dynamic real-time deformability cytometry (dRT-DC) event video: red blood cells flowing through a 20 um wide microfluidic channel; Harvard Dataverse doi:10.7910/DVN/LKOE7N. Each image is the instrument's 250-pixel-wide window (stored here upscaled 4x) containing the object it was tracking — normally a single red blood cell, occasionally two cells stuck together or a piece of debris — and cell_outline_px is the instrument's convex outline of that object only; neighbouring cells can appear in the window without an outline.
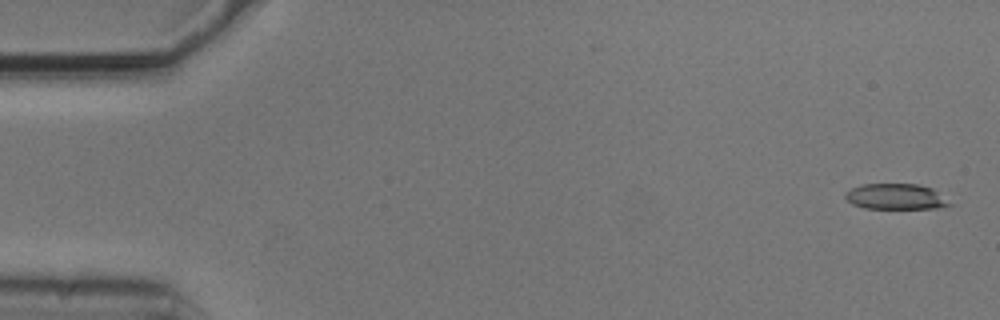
{"species": "common noctule bat (a hibernating species)", "species_latin": "Nyctalus noctula", "temperature_condition": "cold", "stored_images_in_passage": 55, "camera_frame_rate_fps": 3000, "um_per_image_px": 0.085, "animal": {"sex": "male", "body_mass_g": 20.5, "forearm_length_mm": 52.5}, "frame": {"image": 1, "passage_image": 2, "time_ms": 0.333, "image_size_px": [1000, 320], "cell_outline_px": [[956, 204], [936, 208], [864, 208], [852, 204], [844, 196], [844, 192], [860, 184], [916, 184], [932, 188]], "centroid_in_image_um": [76.16, 16.71], "position_along_channel_um": 8.8, "area_um2": 15.72}}
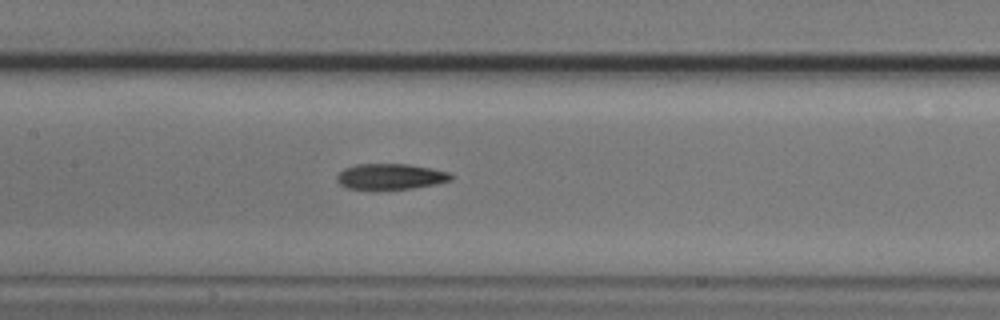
{"frame": {"image": 2, "passage_image": 26, "time_ms": 8.333, "image_size_px": [1000, 320], "cell_outline_px": [[452, 180], [436, 184], [412, 188], [376, 192], [348, 188], [340, 184], [336, 180], [336, 176], [344, 168], [356, 164], [408, 164], [432, 168], [448, 172], [452, 176]], "centroid_in_image_um": [33.15, 15.04], "position_along_channel_um": 174.3, "area_um2": 17.74}}
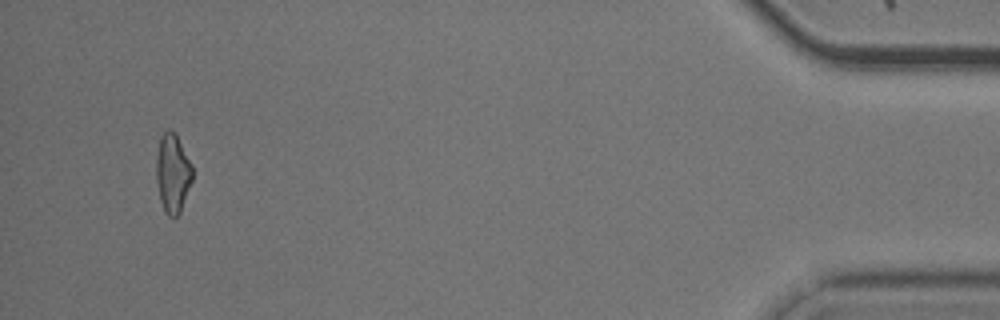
{"frame": {"image": 3, "passage_image": 52, "time_ms": 17.0, "image_size_px": [1000, 320], "cell_outline_px": [[192, 180], [180, 212], [176, 216], [168, 216], [164, 212], [160, 200], [156, 180], [156, 156], [160, 136], [168, 128], [172, 128], [176, 132], [192, 164]], "centroid_in_image_um": [14.67, 14.67], "position_along_channel_um": 420.5, "area_um2": 16.88}, "authors_computed_cell_mechanics": {"area_um2": 17.1088, "velocity_mm_per_s": 3.7358, "shape_relaxation_time_tau1_ms": 8.6862, "shape_relaxation_time_tau2_ms": 5.5347, "deformation_change_tau1": 0.2103, "deformation_change_tau2": 0.1553}}